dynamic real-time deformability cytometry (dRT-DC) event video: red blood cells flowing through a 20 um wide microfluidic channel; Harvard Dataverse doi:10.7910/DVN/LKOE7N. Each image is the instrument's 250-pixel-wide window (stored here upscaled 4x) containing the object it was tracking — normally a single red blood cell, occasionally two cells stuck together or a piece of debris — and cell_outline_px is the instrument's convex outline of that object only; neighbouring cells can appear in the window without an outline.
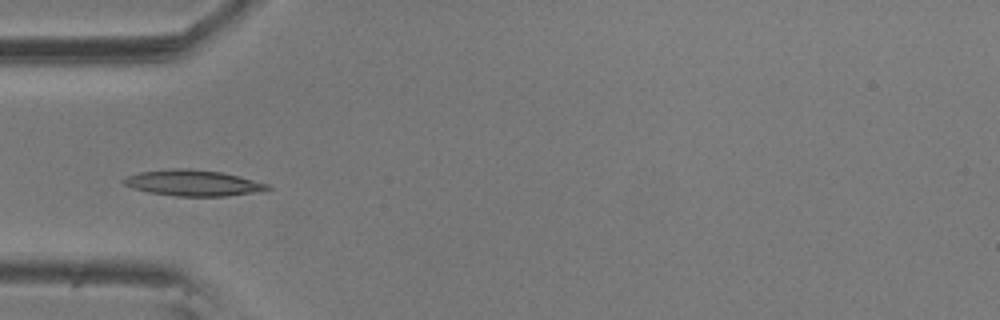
{"species": "common noctule bat (a hibernating species)", "species_latin": "Nyctalus noctula", "temperature_condition": "room temperature", "stored_images_in_passage": 7, "camera_frame_rate_fps": 3000, "um_per_image_px": 0.085, "animal": {"sex": "male", "body_mass_g": 20.5, "forearm_length_mm": 52.5}, "frame": {"image": 1, "passage_image": 5, "time_ms": 1.333, "image_size_px": [1000, 320], "cell_outline_px": [[272, 188], [252, 192], [228, 196], [176, 196], [148, 192], [132, 188], [124, 184], [120, 180], [128, 176], [140, 172], [172, 168], [188, 168], [220, 172], [268, 184]], "centroid_in_image_um": [16.33, 15.55], "position_along_channel_um": 68.7, "area_um2": 21.44}}
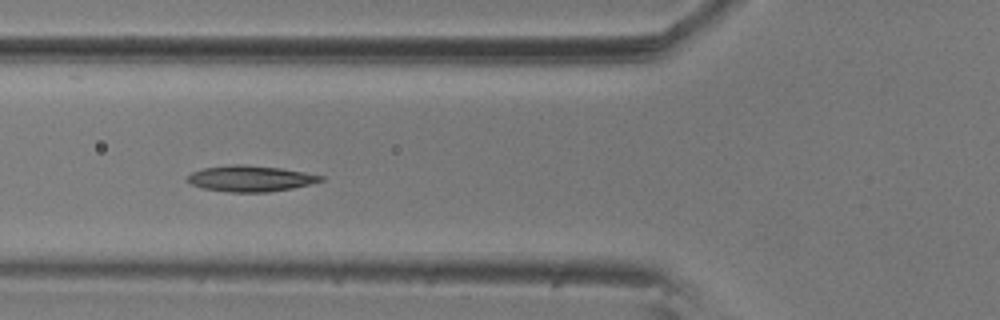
{"frame": {"image": 2, "passage_image": 6, "time_ms": 1.667, "image_size_px": [1000, 320], "cell_outline_px": [[324, 180], [292, 188], [268, 192], [228, 192], [200, 188], [184, 180], [192, 172], [204, 168], [232, 164], [244, 164], [280, 168], [304, 172], [324, 176]], "centroid_in_image_um": [21.24, 15.17], "position_along_channel_um": 104.6, "area_um2": 20.17}}
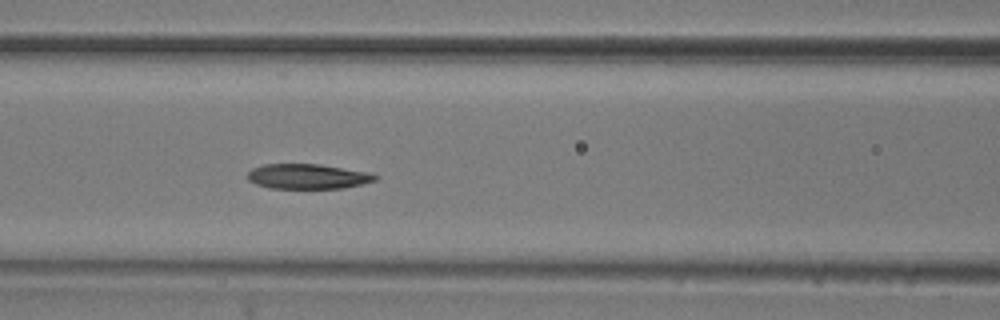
{"frame": {"image": 3, "passage_image": 7, "time_ms": 2.0, "image_size_px": [1000, 320], "cell_outline_px": [[380, 176], [376, 180], [344, 188], [268, 188], [256, 184], [248, 180], [248, 172], [252, 168], [264, 164], [320, 164], [372, 172]], "centroid_in_image_um": [26.19, 14.99], "position_along_channel_um": 140.4, "area_um2": 18.73}}